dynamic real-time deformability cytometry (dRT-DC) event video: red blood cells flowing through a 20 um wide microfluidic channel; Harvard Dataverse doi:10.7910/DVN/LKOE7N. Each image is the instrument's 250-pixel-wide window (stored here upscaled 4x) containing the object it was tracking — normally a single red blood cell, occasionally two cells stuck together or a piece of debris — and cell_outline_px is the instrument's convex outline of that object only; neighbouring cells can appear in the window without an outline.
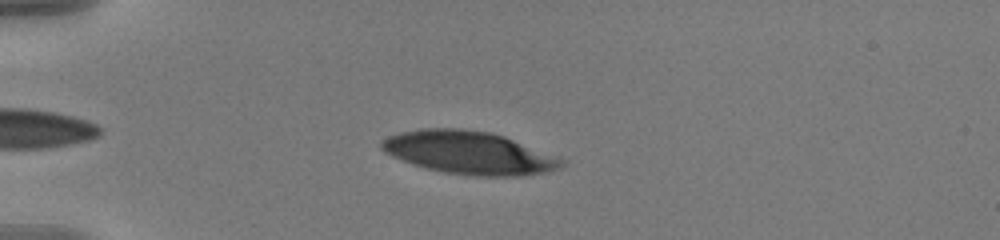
{"species": "human", "species_latin": "Homo sapiens", "temperature_condition": "warm", "stored_images_in_passage": 43, "camera_frame_rate_fps": 3000, "um_per_image_px": 0.085, "donor": {"sex": "male"}, "frame": {"image": 1, "passage_image": 7, "time_ms": 2.0, "image_size_px": [1000, 240], "cell_outline_px": [[564, 164], [560, 168], [544, 172], [524, 176], [472, 176], [444, 172], [412, 164], [392, 156], [380, 148], [380, 144], [388, 136], [400, 132], [424, 128], [460, 128], [492, 132], [504, 136], [564, 160]], "centroid_in_image_um": [39.84, 12.98], "position_along_channel_um": 45.2, "area_um2": 44.68}}
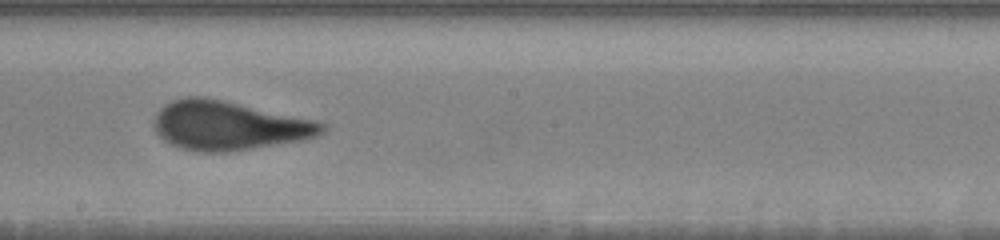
{"frame": {"image": 2, "passage_image": 25, "time_ms": 8.0, "image_size_px": [1000, 240], "cell_outline_px": [[328, 128], [324, 132], [316, 136], [304, 140], [224, 152], [200, 152], [180, 148], [164, 140], [156, 132], [152, 124], [152, 120], [156, 112], [164, 104], [172, 100], [184, 96], [204, 96], [224, 100], [316, 120], [324, 124]], "centroid_in_image_um": [19.4, 10.66], "position_along_channel_um": 228.8, "area_um2": 48.26}}
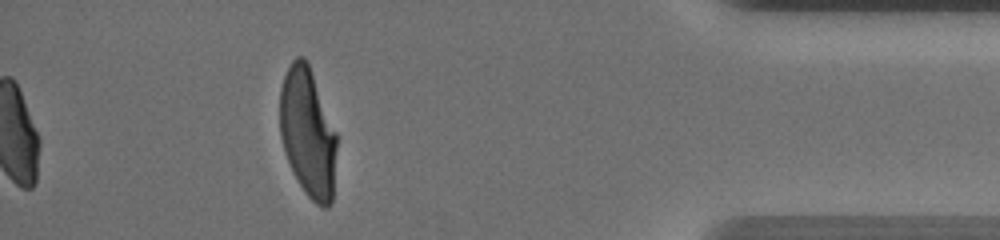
{"frame": {"image": 3, "passage_image": 43, "time_ms": 14.0, "image_size_px": [1000, 240], "cell_outline_px": [[336, 148], [332, 200], [328, 208], [324, 208], [316, 204], [304, 192], [284, 152], [280, 136], [280, 88], [284, 76], [292, 60], [296, 56], [304, 56], [308, 60], [336, 132]], "centroid_in_image_um": [26.16, 11.23], "position_along_channel_um": 409.0, "area_um2": 42.71}, "authors_computed_cell_mechanics": {"area_um2": 46.24, "velocity_mm_per_s": 3.6336, "shape_relaxation_time_tau1_ms": 3.9672, "shape_relaxation_time_tau2_ms": 0.8754, "deformation_change_tau1": 0.2239, "deformation_change_tau2": 0.0955}}